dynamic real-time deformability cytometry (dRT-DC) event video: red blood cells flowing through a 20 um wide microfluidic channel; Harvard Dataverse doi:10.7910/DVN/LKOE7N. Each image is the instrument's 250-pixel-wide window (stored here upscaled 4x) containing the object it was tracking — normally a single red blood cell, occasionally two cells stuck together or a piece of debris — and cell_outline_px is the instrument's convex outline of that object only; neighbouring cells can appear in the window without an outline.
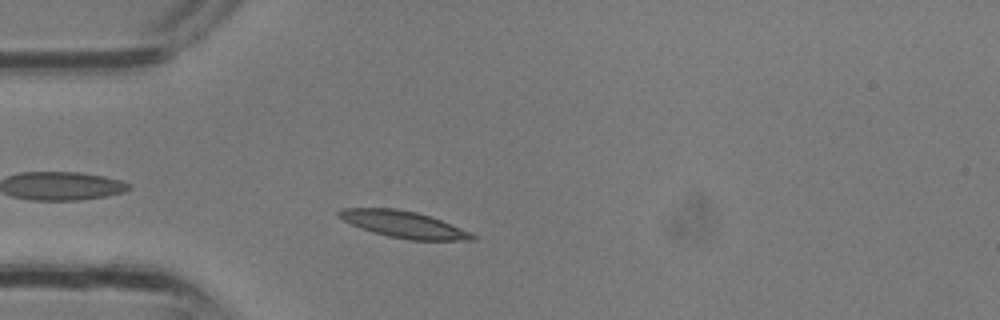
{"species": "common noctule bat (a hibernating species)", "species_latin": "Nyctalus noctula", "temperature_condition": "room temperature", "stored_images_in_passage": 7, "camera_frame_rate_fps": 3000, "um_per_image_px": 0.085, "animal": {"sex": "male", "body_mass_g": 13.3}, "frame": {"image": 1, "passage_image": 4, "time_ms": 1.0, "image_size_px": [1000, 320], "cell_outline_px": [[476, 240], [408, 240], [388, 236], [372, 232], [360, 228], [336, 216], [336, 212], [340, 208], [396, 208], [416, 212], [440, 220], [472, 232], [476, 236]], "centroid_in_image_um": [34.29, 19.07], "position_along_channel_um": 50.7, "area_um2": 20.75}}
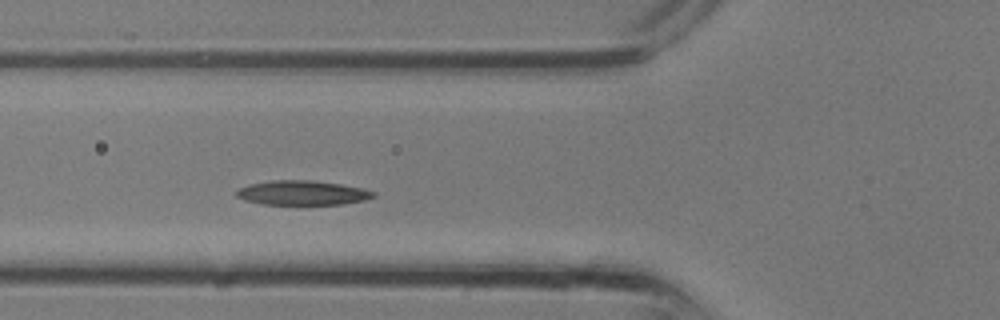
{"frame": {"image": 2, "passage_image": 7, "time_ms": 2.0, "image_size_px": [1000, 320], "cell_outline_px": [[376, 196], [364, 200], [340, 204], [264, 204], [244, 200], [236, 196], [236, 192], [240, 188], [248, 184], [272, 180], [312, 180], [340, 184], [360, 188], [376, 192]], "centroid_in_image_um": [25.68, 16.38], "position_along_channel_um": 100.1, "area_um2": 19.36}}